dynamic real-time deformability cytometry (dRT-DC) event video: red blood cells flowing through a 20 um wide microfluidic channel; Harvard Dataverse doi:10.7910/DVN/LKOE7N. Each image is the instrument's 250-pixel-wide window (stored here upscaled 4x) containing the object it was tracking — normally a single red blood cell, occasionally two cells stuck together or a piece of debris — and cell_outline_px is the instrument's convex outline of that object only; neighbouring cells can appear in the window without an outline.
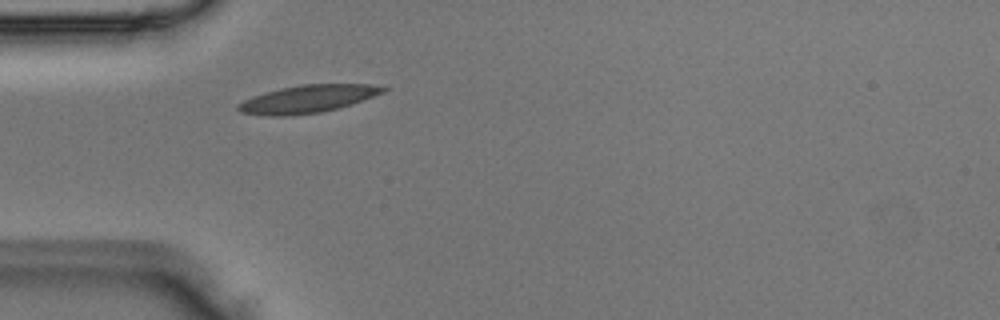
{"species": "Egyptian fruit bat (a non-hibernating species)", "species_latin": "Rousettus aegyptiacus", "temperature_condition": "room temperature", "stored_images_in_passage": 1, "camera_frame_rate_fps": 3000, "um_per_image_px": 0.085, "animal": {"sex": "male"}, "frame": {"image": 1, "passage_image": 1, "time_ms": 0.0, "image_size_px": [1000, 320], "cell_outline_px": [[388, 88], [384, 92], [336, 108], [320, 112], [284, 116], [264, 116], [240, 112], [236, 108], [236, 104], [252, 96], [280, 88], [300, 84], [368, 84]], "centroid_in_image_um": [26.05, 8.41], "position_along_channel_um": 58.9, "area_um2": 23.06}}